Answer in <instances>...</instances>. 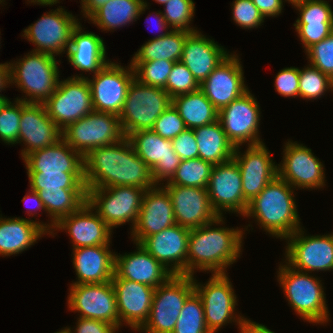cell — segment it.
<instances>
[{"instance_id": "obj_19", "label": "cell", "mask_w": 333, "mask_h": 333, "mask_svg": "<svg viewBox=\"0 0 333 333\" xmlns=\"http://www.w3.org/2000/svg\"><path fill=\"white\" fill-rule=\"evenodd\" d=\"M127 138L136 154L151 168L156 185H163L172 179L181 158L174 151L170 139L162 138L152 130L133 132Z\"/></svg>"}, {"instance_id": "obj_53", "label": "cell", "mask_w": 333, "mask_h": 333, "mask_svg": "<svg viewBox=\"0 0 333 333\" xmlns=\"http://www.w3.org/2000/svg\"><path fill=\"white\" fill-rule=\"evenodd\" d=\"M171 141L174 151L181 158V160L199 157L198 145L193 129H185Z\"/></svg>"}, {"instance_id": "obj_11", "label": "cell", "mask_w": 333, "mask_h": 333, "mask_svg": "<svg viewBox=\"0 0 333 333\" xmlns=\"http://www.w3.org/2000/svg\"><path fill=\"white\" fill-rule=\"evenodd\" d=\"M82 75L59 79L54 94L44 103L48 116L61 130L94 111L90 84Z\"/></svg>"}, {"instance_id": "obj_36", "label": "cell", "mask_w": 333, "mask_h": 333, "mask_svg": "<svg viewBox=\"0 0 333 333\" xmlns=\"http://www.w3.org/2000/svg\"><path fill=\"white\" fill-rule=\"evenodd\" d=\"M191 32L185 30H170L159 38H151L134 52L130 62H148L153 60H181L183 45L186 37Z\"/></svg>"}, {"instance_id": "obj_52", "label": "cell", "mask_w": 333, "mask_h": 333, "mask_svg": "<svg viewBox=\"0 0 333 333\" xmlns=\"http://www.w3.org/2000/svg\"><path fill=\"white\" fill-rule=\"evenodd\" d=\"M295 32L306 52L311 46L328 37L333 31V24H293Z\"/></svg>"}, {"instance_id": "obj_20", "label": "cell", "mask_w": 333, "mask_h": 333, "mask_svg": "<svg viewBox=\"0 0 333 333\" xmlns=\"http://www.w3.org/2000/svg\"><path fill=\"white\" fill-rule=\"evenodd\" d=\"M242 152L235 148L233 159L239 166L244 198L250 202L266 185L278 176V164L272 159L265 143L248 145Z\"/></svg>"}, {"instance_id": "obj_5", "label": "cell", "mask_w": 333, "mask_h": 333, "mask_svg": "<svg viewBox=\"0 0 333 333\" xmlns=\"http://www.w3.org/2000/svg\"><path fill=\"white\" fill-rule=\"evenodd\" d=\"M55 56L46 53L30 51L17 61L11 60L12 84L21 90V98L25 103L44 104L57 88L60 69ZM58 65V66H57Z\"/></svg>"}, {"instance_id": "obj_28", "label": "cell", "mask_w": 333, "mask_h": 333, "mask_svg": "<svg viewBox=\"0 0 333 333\" xmlns=\"http://www.w3.org/2000/svg\"><path fill=\"white\" fill-rule=\"evenodd\" d=\"M231 53L200 30L190 33L184 42L181 62L201 84Z\"/></svg>"}, {"instance_id": "obj_32", "label": "cell", "mask_w": 333, "mask_h": 333, "mask_svg": "<svg viewBox=\"0 0 333 333\" xmlns=\"http://www.w3.org/2000/svg\"><path fill=\"white\" fill-rule=\"evenodd\" d=\"M22 160L27 172L84 173L83 157L62 138L53 146L31 152Z\"/></svg>"}, {"instance_id": "obj_37", "label": "cell", "mask_w": 333, "mask_h": 333, "mask_svg": "<svg viewBox=\"0 0 333 333\" xmlns=\"http://www.w3.org/2000/svg\"><path fill=\"white\" fill-rule=\"evenodd\" d=\"M172 104L188 129L202 127L218 120V110L200 89L172 98Z\"/></svg>"}, {"instance_id": "obj_38", "label": "cell", "mask_w": 333, "mask_h": 333, "mask_svg": "<svg viewBox=\"0 0 333 333\" xmlns=\"http://www.w3.org/2000/svg\"><path fill=\"white\" fill-rule=\"evenodd\" d=\"M38 194L50 218V222H47L48 235L61 218L77 211L87 202V191H46Z\"/></svg>"}, {"instance_id": "obj_45", "label": "cell", "mask_w": 333, "mask_h": 333, "mask_svg": "<svg viewBox=\"0 0 333 333\" xmlns=\"http://www.w3.org/2000/svg\"><path fill=\"white\" fill-rule=\"evenodd\" d=\"M330 1L299 0L292 7L299 12L294 24H333V10Z\"/></svg>"}, {"instance_id": "obj_29", "label": "cell", "mask_w": 333, "mask_h": 333, "mask_svg": "<svg viewBox=\"0 0 333 333\" xmlns=\"http://www.w3.org/2000/svg\"><path fill=\"white\" fill-rule=\"evenodd\" d=\"M136 250L115 253V273L123 279L143 283L153 288L164 284L173 274L138 243Z\"/></svg>"}, {"instance_id": "obj_21", "label": "cell", "mask_w": 333, "mask_h": 333, "mask_svg": "<svg viewBox=\"0 0 333 333\" xmlns=\"http://www.w3.org/2000/svg\"><path fill=\"white\" fill-rule=\"evenodd\" d=\"M63 230L70 236L73 248L110 245L112 243L113 230L88 202H85L77 211L61 218L49 236L54 237L58 231L63 232Z\"/></svg>"}, {"instance_id": "obj_41", "label": "cell", "mask_w": 333, "mask_h": 333, "mask_svg": "<svg viewBox=\"0 0 333 333\" xmlns=\"http://www.w3.org/2000/svg\"><path fill=\"white\" fill-rule=\"evenodd\" d=\"M172 333H211L205 323L202 299L196 291L186 299Z\"/></svg>"}, {"instance_id": "obj_10", "label": "cell", "mask_w": 333, "mask_h": 333, "mask_svg": "<svg viewBox=\"0 0 333 333\" xmlns=\"http://www.w3.org/2000/svg\"><path fill=\"white\" fill-rule=\"evenodd\" d=\"M119 116L92 111L62 130V139L82 157L95 148L114 144L123 139Z\"/></svg>"}, {"instance_id": "obj_65", "label": "cell", "mask_w": 333, "mask_h": 333, "mask_svg": "<svg viewBox=\"0 0 333 333\" xmlns=\"http://www.w3.org/2000/svg\"><path fill=\"white\" fill-rule=\"evenodd\" d=\"M286 1H287V3H289V4H292V3L296 2V1H299V0H286Z\"/></svg>"}, {"instance_id": "obj_57", "label": "cell", "mask_w": 333, "mask_h": 333, "mask_svg": "<svg viewBox=\"0 0 333 333\" xmlns=\"http://www.w3.org/2000/svg\"><path fill=\"white\" fill-rule=\"evenodd\" d=\"M109 0H81L82 18L89 19L98 9L104 6Z\"/></svg>"}, {"instance_id": "obj_13", "label": "cell", "mask_w": 333, "mask_h": 333, "mask_svg": "<svg viewBox=\"0 0 333 333\" xmlns=\"http://www.w3.org/2000/svg\"><path fill=\"white\" fill-rule=\"evenodd\" d=\"M299 228L285 240V262L292 268L307 272L333 271V232L308 235Z\"/></svg>"}, {"instance_id": "obj_22", "label": "cell", "mask_w": 333, "mask_h": 333, "mask_svg": "<svg viewBox=\"0 0 333 333\" xmlns=\"http://www.w3.org/2000/svg\"><path fill=\"white\" fill-rule=\"evenodd\" d=\"M240 60L233 51L200 84V90L218 111L249 90Z\"/></svg>"}, {"instance_id": "obj_46", "label": "cell", "mask_w": 333, "mask_h": 333, "mask_svg": "<svg viewBox=\"0 0 333 333\" xmlns=\"http://www.w3.org/2000/svg\"><path fill=\"white\" fill-rule=\"evenodd\" d=\"M21 119V101L9 100L0 111V140L6 145H17Z\"/></svg>"}, {"instance_id": "obj_24", "label": "cell", "mask_w": 333, "mask_h": 333, "mask_svg": "<svg viewBox=\"0 0 333 333\" xmlns=\"http://www.w3.org/2000/svg\"><path fill=\"white\" fill-rule=\"evenodd\" d=\"M61 138L62 130L48 116L44 104L21 101L18 144L23 146L22 159L35 150L53 146Z\"/></svg>"}, {"instance_id": "obj_16", "label": "cell", "mask_w": 333, "mask_h": 333, "mask_svg": "<svg viewBox=\"0 0 333 333\" xmlns=\"http://www.w3.org/2000/svg\"><path fill=\"white\" fill-rule=\"evenodd\" d=\"M67 298L69 311L81 318L100 320L119 329L116 295L111 281L70 284Z\"/></svg>"}, {"instance_id": "obj_56", "label": "cell", "mask_w": 333, "mask_h": 333, "mask_svg": "<svg viewBox=\"0 0 333 333\" xmlns=\"http://www.w3.org/2000/svg\"><path fill=\"white\" fill-rule=\"evenodd\" d=\"M264 18L277 17L283 12L286 0H252Z\"/></svg>"}, {"instance_id": "obj_31", "label": "cell", "mask_w": 333, "mask_h": 333, "mask_svg": "<svg viewBox=\"0 0 333 333\" xmlns=\"http://www.w3.org/2000/svg\"><path fill=\"white\" fill-rule=\"evenodd\" d=\"M79 24L73 29L70 45L65 53L68 62L82 73L97 74L110 60L106 56V45L103 37L84 31Z\"/></svg>"}, {"instance_id": "obj_14", "label": "cell", "mask_w": 333, "mask_h": 333, "mask_svg": "<svg viewBox=\"0 0 333 333\" xmlns=\"http://www.w3.org/2000/svg\"><path fill=\"white\" fill-rule=\"evenodd\" d=\"M283 148L278 164L281 179L297 190H319L327 185L325 166L309 147L289 139Z\"/></svg>"}, {"instance_id": "obj_6", "label": "cell", "mask_w": 333, "mask_h": 333, "mask_svg": "<svg viewBox=\"0 0 333 333\" xmlns=\"http://www.w3.org/2000/svg\"><path fill=\"white\" fill-rule=\"evenodd\" d=\"M172 105V98L163 88L148 86L133 79L119 114L124 136L141 130H151L157 118Z\"/></svg>"}, {"instance_id": "obj_1", "label": "cell", "mask_w": 333, "mask_h": 333, "mask_svg": "<svg viewBox=\"0 0 333 333\" xmlns=\"http://www.w3.org/2000/svg\"><path fill=\"white\" fill-rule=\"evenodd\" d=\"M83 162L86 189L135 186L147 190L156 185L151 168L136 154L126 136L93 149Z\"/></svg>"}, {"instance_id": "obj_42", "label": "cell", "mask_w": 333, "mask_h": 333, "mask_svg": "<svg viewBox=\"0 0 333 333\" xmlns=\"http://www.w3.org/2000/svg\"><path fill=\"white\" fill-rule=\"evenodd\" d=\"M327 91L333 92V80L328 75L309 64L299 69V98L314 101Z\"/></svg>"}, {"instance_id": "obj_23", "label": "cell", "mask_w": 333, "mask_h": 333, "mask_svg": "<svg viewBox=\"0 0 333 333\" xmlns=\"http://www.w3.org/2000/svg\"><path fill=\"white\" fill-rule=\"evenodd\" d=\"M111 282L116 295L119 329L126 325L138 331L149 317L155 288L120 278L116 273Z\"/></svg>"}, {"instance_id": "obj_50", "label": "cell", "mask_w": 333, "mask_h": 333, "mask_svg": "<svg viewBox=\"0 0 333 333\" xmlns=\"http://www.w3.org/2000/svg\"><path fill=\"white\" fill-rule=\"evenodd\" d=\"M186 128L178 110L170 105L154 122L152 131L165 139H174Z\"/></svg>"}, {"instance_id": "obj_26", "label": "cell", "mask_w": 333, "mask_h": 333, "mask_svg": "<svg viewBox=\"0 0 333 333\" xmlns=\"http://www.w3.org/2000/svg\"><path fill=\"white\" fill-rule=\"evenodd\" d=\"M189 233V228L174 224L146 237L140 245L173 275H187Z\"/></svg>"}, {"instance_id": "obj_25", "label": "cell", "mask_w": 333, "mask_h": 333, "mask_svg": "<svg viewBox=\"0 0 333 333\" xmlns=\"http://www.w3.org/2000/svg\"><path fill=\"white\" fill-rule=\"evenodd\" d=\"M176 224L174 209L167 190L155 185L145 190L135 226L130 230L134 243Z\"/></svg>"}, {"instance_id": "obj_7", "label": "cell", "mask_w": 333, "mask_h": 333, "mask_svg": "<svg viewBox=\"0 0 333 333\" xmlns=\"http://www.w3.org/2000/svg\"><path fill=\"white\" fill-rule=\"evenodd\" d=\"M228 274H212L204 284L193 276L195 291L202 299L205 323L211 333L232 323L240 330L247 319L236 312L238 300Z\"/></svg>"}, {"instance_id": "obj_2", "label": "cell", "mask_w": 333, "mask_h": 333, "mask_svg": "<svg viewBox=\"0 0 333 333\" xmlns=\"http://www.w3.org/2000/svg\"><path fill=\"white\" fill-rule=\"evenodd\" d=\"M224 217L198 228L190 229L187 252V275L195 272L227 274V268L242 255L243 238L251 223L240 228L223 226ZM217 226V227H216ZM220 226V227H218ZM249 226V227H248ZM244 231V232H243ZM241 254V255H240Z\"/></svg>"}, {"instance_id": "obj_8", "label": "cell", "mask_w": 333, "mask_h": 333, "mask_svg": "<svg viewBox=\"0 0 333 333\" xmlns=\"http://www.w3.org/2000/svg\"><path fill=\"white\" fill-rule=\"evenodd\" d=\"M194 291L193 276L172 275L155 288L149 317L138 332L172 333L186 299Z\"/></svg>"}, {"instance_id": "obj_51", "label": "cell", "mask_w": 333, "mask_h": 333, "mask_svg": "<svg viewBox=\"0 0 333 333\" xmlns=\"http://www.w3.org/2000/svg\"><path fill=\"white\" fill-rule=\"evenodd\" d=\"M274 87L285 98L299 97V68L291 66L281 69L275 76Z\"/></svg>"}, {"instance_id": "obj_30", "label": "cell", "mask_w": 333, "mask_h": 333, "mask_svg": "<svg viewBox=\"0 0 333 333\" xmlns=\"http://www.w3.org/2000/svg\"><path fill=\"white\" fill-rule=\"evenodd\" d=\"M111 245L72 248L76 281L70 284L104 283L115 274V253Z\"/></svg>"}, {"instance_id": "obj_48", "label": "cell", "mask_w": 333, "mask_h": 333, "mask_svg": "<svg viewBox=\"0 0 333 333\" xmlns=\"http://www.w3.org/2000/svg\"><path fill=\"white\" fill-rule=\"evenodd\" d=\"M309 65L319 69L333 80V31L305 52Z\"/></svg>"}, {"instance_id": "obj_43", "label": "cell", "mask_w": 333, "mask_h": 333, "mask_svg": "<svg viewBox=\"0 0 333 333\" xmlns=\"http://www.w3.org/2000/svg\"><path fill=\"white\" fill-rule=\"evenodd\" d=\"M163 6L164 10H161V13L171 29L191 33L198 31L197 27L191 25L195 15L193 0H169Z\"/></svg>"}, {"instance_id": "obj_34", "label": "cell", "mask_w": 333, "mask_h": 333, "mask_svg": "<svg viewBox=\"0 0 333 333\" xmlns=\"http://www.w3.org/2000/svg\"><path fill=\"white\" fill-rule=\"evenodd\" d=\"M149 4L146 0H109L98 9L88 20L100 30H114L133 24L143 15Z\"/></svg>"}, {"instance_id": "obj_49", "label": "cell", "mask_w": 333, "mask_h": 333, "mask_svg": "<svg viewBox=\"0 0 333 333\" xmlns=\"http://www.w3.org/2000/svg\"><path fill=\"white\" fill-rule=\"evenodd\" d=\"M231 5L232 20L242 29L260 28L265 22V18L252 0H233Z\"/></svg>"}, {"instance_id": "obj_64", "label": "cell", "mask_w": 333, "mask_h": 333, "mask_svg": "<svg viewBox=\"0 0 333 333\" xmlns=\"http://www.w3.org/2000/svg\"><path fill=\"white\" fill-rule=\"evenodd\" d=\"M55 333H68V332L65 330V328H63V329H60V331H57Z\"/></svg>"}, {"instance_id": "obj_44", "label": "cell", "mask_w": 333, "mask_h": 333, "mask_svg": "<svg viewBox=\"0 0 333 333\" xmlns=\"http://www.w3.org/2000/svg\"><path fill=\"white\" fill-rule=\"evenodd\" d=\"M175 62L153 60L148 62H130L135 78L148 86L165 88L166 81Z\"/></svg>"}, {"instance_id": "obj_18", "label": "cell", "mask_w": 333, "mask_h": 333, "mask_svg": "<svg viewBox=\"0 0 333 333\" xmlns=\"http://www.w3.org/2000/svg\"><path fill=\"white\" fill-rule=\"evenodd\" d=\"M207 192L219 217L227 213L245 214L249 202L244 198L241 172L234 159L213 166Z\"/></svg>"}, {"instance_id": "obj_63", "label": "cell", "mask_w": 333, "mask_h": 333, "mask_svg": "<svg viewBox=\"0 0 333 333\" xmlns=\"http://www.w3.org/2000/svg\"><path fill=\"white\" fill-rule=\"evenodd\" d=\"M153 1H155V3H157V4L164 5L169 0H153Z\"/></svg>"}, {"instance_id": "obj_3", "label": "cell", "mask_w": 333, "mask_h": 333, "mask_svg": "<svg viewBox=\"0 0 333 333\" xmlns=\"http://www.w3.org/2000/svg\"><path fill=\"white\" fill-rule=\"evenodd\" d=\"M285 180L277 176L249 203L242 217L254 218L256 225L269 236L285 240L302 228L296 193Z\"/></svg>"}, {"instance_id": "obj_35", "label": "cell", "mask_w": 333, "mask_h": 333, "mask_svg": "<svg viewBox=\"0 0 333 333\" xmlns=\"http://www.w3.org/2000/svg\"><path fill=\"white\" fill-rule=\"evenodd\" d=\"M199 151V158L213 166L233 159L235 146L228 139L220 122L193 129Z\"/></svg>"}, {"instance_id": "obj_27", "label": "cell", "mask_w": 333, "mask_h": 333, "mask_svg": "<svg viewBox=\"0 0 333 333\" xmlns=\"http://www.w3.org/2000/svg\"><path fill=\"white\" fill-rule=\"evenodd\" d=\"M162 186L170 196L176 224L193 229L207 225L219 217L211 206L207 188Z\"/></svg>"}, {"instance_id": "obj_15", "label": "cell", "mask_w": 333, "mask_h": 333, "mask_svg": "<svg viewBox=\"0 0 333 333\" xmlns=\"http://www.w3.org/2000/svg\"><path fill=\"white\" fill-rule=\"evenodd\" d=\"M251 93L246 91L218 111V121L235 147L264 143L259 134L260 105Z\"/></svg>"}, {"instance_id": "obj_17", "label": "cell", "mask_w": 333, "mask_h": 333, "mask_svg": "<svg viewBox=\"0 0 333 333\" xmlns=\"http://www.w3.org/2000/svg\"><path fill=\"white\" fill-rule=\"evenodd\" d=\"M87 80L92 93L94 111L113 113L119 116L130 84L135 78L131 64L121 66L110 61L97 74Z\"/></svg>"}, {"instance_id": "obj_55", "label": "cell", "mask_w": 333, "mask_h": 333, "mask_svg": "<svg viewBox=\"0 0 333 333\" xmlns=\"http://www.w3.org/2000/svg\"><path fill=\"white\" fill-rule=\"evenodd\" d=\"M29 201L30 202L32 201L33 206L35 205V207L34 208L31 207V209L29 207L27 208L28 209L26 211L27 215L30 216V218H28V219H30V220L34 219L33 221L37 222L47 232V223L46 222L44 223L41 220L39 222L38 218H36L38 221L35 219V217H38L37 215H40L39 213H37V211H43V212L47 213L45 206H44L42 200L40 199L38 192L29 189V191L23 197L21 202H24L25 204H27ZM31 217L32 218L34 217V218L32 219Z\"/></svg>"}, {"instance_id": "obj_40", "label": "cell", "mask_w": 333, "mask_h": 333, "mask_svg": "<svg viewBox=\"0 0 333 333\" xmlns=\"http://www.w3.org/2000/svg\"><path fill=\"white\" fill-rule=\"evenodd\" d=\"M213 165L203 159L181 160L175 175L163 185L207 188Z\"/></svg>"}, {"instance_id": "obj_12", "label": "cell", "mask_w": 333, "mask_h": 333, "mask_svg": "<svg viewBox=\"0 0 333 333\" xmlns=\"http://www.w3.org/2000/svg\"><path fill=\"white\" fill-rule=\"evenodd\" d=\"M80 20L77 16L67 12L64 7L59 6L57 9L45 12L34 24L25 28L21 37L35 46L32 51L55 57L62 56L67 52L72 31Z\"/></svg>"}, {"instance_id": "obj_60", "label": "cell", "mask_w": 333, "mask_h": 333, "mask_svg": "<svg viewBox=\"0 0 333 333\" xmlns=\"http://www.w3.org/2000/svg\"><path fill=\"white\" fill-rule=\"evenodd\" d=\"M10 84H12L10 63H0V92L11 86ZM1 93L0 95H3Z\"/></svg>"}, {"instance_id": "obj_58", "label": "cell", "mask_w": 333, "mask_h": 333, "mask_svg": "<svg viewBox=\"0 0 333 333\" xmlns=\"http://www.w3.org/2000/svg\"><path fill=\"white\" fill-rule=\"evenodd\" d=\"M237 331H239L238 333H275L267 326L254 322L250 318L246 319L240 330Z\"/></svg>"}, {"instance_id": "obj_39", "label": "cell", "mask_w": 333, "mask_h": 333, "mask_svg": "<svg viewBox=\"0 0 333 333\" xmlns=\"http://www.w3.org/2000/svg\"><path fill=\"white\" fill-rule=\"evenodd\" d=\"M29 187L36 192L87 191L84 173L27 172Z\"/></svg>"}, {"instance_id": "obj_59", "label": "cell", "mask_w": 333, "mask_h": 333, "mask_svg": "<svg viewBox=\"0 0 333 333\" xmlns=\"http://www.w3.org/2000/svg\"><path fill=\"white\" fill-rule=\"evenodd\" d=\"M152 13V14H151ZM150 14H148V16H147V21L149 20V19H151L152 18V16H153V20H155V24L154 25H156V27L159 29L158 30V32H159V35H157V36H154V38H159V37H162V36H164V35H166L170 30H172V29H170V27L168 26V24H167V21L164 19V17H163V14L161 13V10H157V12L155 11H153V12H151ZM151 16V17H150ZM151 21V20H150ZM162 31V32H161ZM164 31V32H163Z\"/></svg>"}, {"instance_id": "obj_47", "label": "cell", "mask_w": 333, "mask_h": 333, "mask_svg": "<svg viewBox=\"0 0 333 333\" xmlns=\"http://www.w3.org/2000/svg\"><path fill=\"white\" fill-rule=\"evenodd\" d=\"M171 98L195 92L200 89V84L193 77L185 64L175 62L164 88Z\"/></svg>"}, {"instance_id": "obj_33", "label": "cell", "mask_w": 333, "mask_h": 333, "mask_svg": "<svg viewBox=\"0 0 333 333\" xmlns=\"http://www.w3.org/2000/svg\"><path fill=\"white\" fill-rule=\"evenodd\" d=\"M47 234V235H46ZM48 233L28 218H7L0 214V256L10 257L29 249Z\"/></svg>"}, {"instance_id": "obj_4", "label": "cell", "mask_w": 333, "mask_h": 333, "mask_svg": "<svg viewBox=\"0 0 333 333\" xmlns=\"http://www.w3.org/2000/svg\"><path fill=\"white\" fill-rule=\"evenodd\" d=\"M279 263L277 282L297 317L313 325H327L330 313L322 279L315 274L296 270L285 261Z\"/></svg>"}, {"instance_id": "obj_9", "label": "cell", "mask_w": 333, "mask_h": 333, "mask_svg": "<svg viewBox=\"0 0 333 333\" xmlns=\"http://www.w3.org/2000/svg\"><path fill=\"white\" fill-rule=\"evenodd\" d=\"M86 190L87 202L112 230L126 223H129L131 230L133 229L145 189L135 186H115Z\"/></svg>"}, {"instance_id": "obj_66", "label": "cell", "mask_w": 333, "mask_h": 333, "mask_svg": "<svg viewBox=\"0 0 333 333\" xmlns=\"http://www.w3.org/2000/svg\"><path fill=\"white\" fill-rule=\"evenodd\" d=\"M4 2H6V0H0V4H1V6H4L6 3H4ZM3 4V5H2Z\"/></svg>"}, {"instance_id": "obj_54", "label": "cell", "mask_w": 333, "mask_h": 333, "mask_svg": "<svg viewBox=\"0 0 333 333\" xmlns=\"http://www.w3.org/2000/svg\"><path fill=\"white\" fill-rule=\"evenodd\" d=\"M76 327H64L68 333H118L119 329L109 323L77 317Z\"/></svg>"}, {"instance_id": "obj_61", "label": "cell", "mask_w": 333, "mask_h": 333, "mask_svg": "<svg viewBox=\"0 0 333 333\" xmlns=\"http://www.w3.org/2000/svg\"><path fill=\"white\" fill-rule=\"evenodd\" d=\"M36 4V5H41V6H54L55 4L57 5L58 3L60 4V0H27V4Z\"/></svg>"}, {"instance_id": "obj_62", "label": "cell", "mask_w": 333, "mask_h": 333, "mask_svg": "<svg viewBox=\"0 0 333 333\" xmlns=\"http://www.w3.org/2000/svg\"><path fill=\"white\" fill-rule=\"evenodd\" d=\"M10 99L7 98L4 95H0V111L2 110V108L4 107V105L9 101Z\"/></svg>"}]
</instances>
